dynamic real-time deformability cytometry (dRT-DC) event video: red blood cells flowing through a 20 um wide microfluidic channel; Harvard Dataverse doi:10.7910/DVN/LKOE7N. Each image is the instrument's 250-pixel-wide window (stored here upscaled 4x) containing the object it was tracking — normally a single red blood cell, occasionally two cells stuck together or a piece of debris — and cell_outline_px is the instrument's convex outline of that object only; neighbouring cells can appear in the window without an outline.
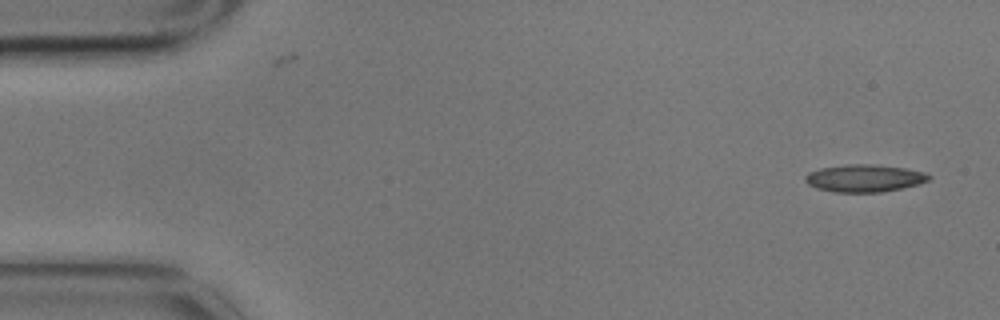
{"species": "common noctule bat (a hibernating species)", "species_latin": "Nyctalus noctula", "temperature_condition": "cold", "stored_images_in_passage": 4, "camera_frame_rate_fps": 3000, "um_per_image_px": 0.085, "animal": {"sex": "male", "body_mass_g": 17.9}, "frame": {"image": 1, "passage_image": 1, "time_ms": 0.0, "image_size_px": [1000, 320], "cell_outline_px": [[932, 176], [928, 180], [920, 184], [880, 192], [836, 192], [816, 188], [808, 184], [804, 180], [804, 176], [808, 172], [820, 168], [848, 164], [876, 164], [904, 168], [924, 172]], "centroid_in_image_um": [73.45, 15.14], "position_along_channel_um": 11.5, "area_um2": 19.77}}
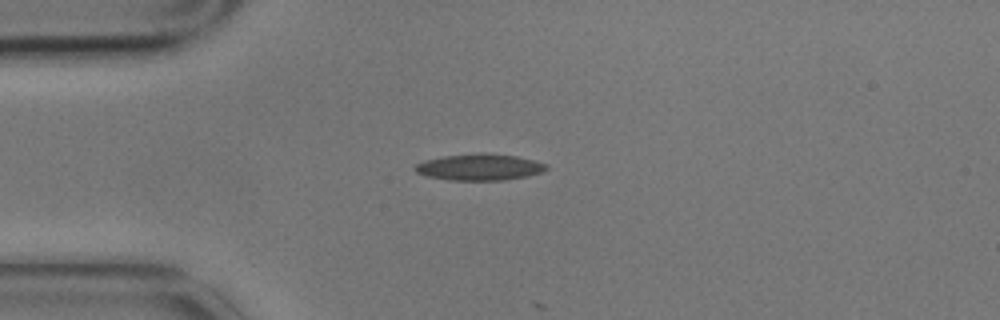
{"frame": {"image": 2, "passage_image": 3, "time_ms": 0.667, "image_size_px": [1000, 320], "cell_outline_px": [[548, 168], [540, 172], [528, 176], [504, 180], [448, 180], [424, 176], [416, 172], [412, 168], [416, 164], [424, 160], [444, 156], [480, 152], [484, 152], [516, 156], [536, 160], [548, 164]], "centroid_in_image_um": [40.74, 14.2], "position_along_channel_um": 44.3, "area_um2": 20.52}}